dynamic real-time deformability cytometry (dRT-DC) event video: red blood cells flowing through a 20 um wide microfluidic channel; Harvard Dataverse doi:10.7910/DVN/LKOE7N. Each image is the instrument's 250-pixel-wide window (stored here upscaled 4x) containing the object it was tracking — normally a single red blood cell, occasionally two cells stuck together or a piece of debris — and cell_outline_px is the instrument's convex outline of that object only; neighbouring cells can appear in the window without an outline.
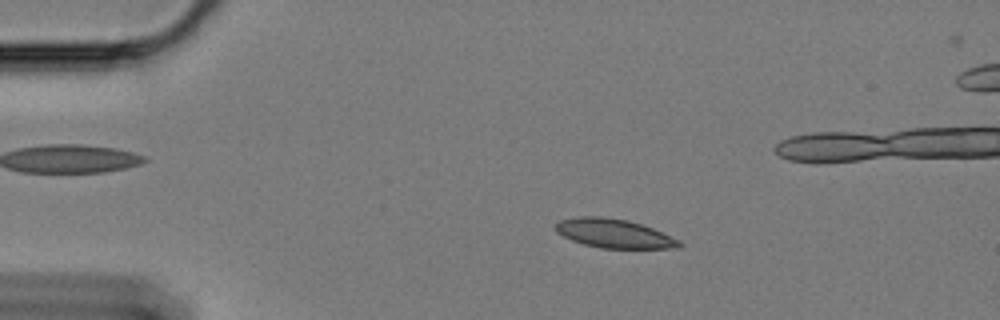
{"species": "Egyptian fruit bat (a non-hibernating species)", "species_latin": "Rousettus aegyptiacus", "temperature_condition": "cold", "stored_images_in_passage": 60, "camera_frame_rate_fps": 3000, "um_per_image_px": 0.085, "animal": {"sex": "female"}, "frame": {"image": 1, "passage_image": 11, "time_ms": 3.333, "image_size_px": [1000, 320], "cell_outline_px": [[684, 244], [680, 248], [600, 248], [584, 244], [572, 240], [556, 232], [556, 224], [560, 220], [576, 216], [604, 216], [628, 220], [652, 228], [680, 240]], "centroid_in_image_um": [52.2, 19.84], "position_along_channel_um": 32.8, "area_um2": 20.87}}
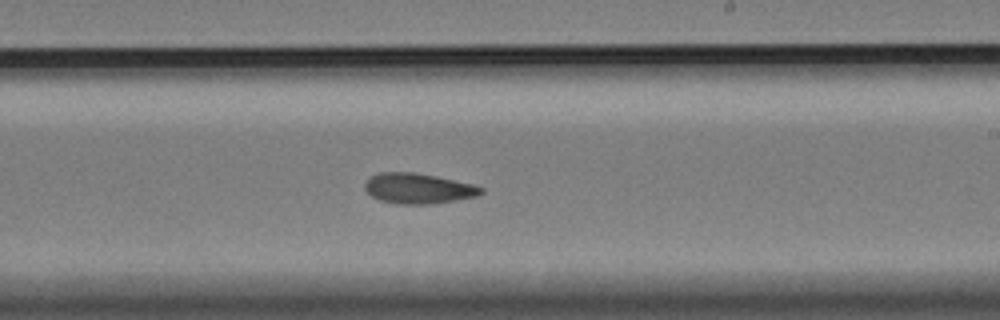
{"frame": {"image": 2, "passage_image": 35, "time_ms": 11.333, "image_size_px": [1000, 320], "cell_outline_px": [[484, 192], [476, 196], [456, 200], [428, 204], [396, 204], [380, 200], [372, 196], [364, 188], [364, 184], [372, 176], [380, 172], [412, 172], [436, 176], [472, 184], [484, 188]], "centroid_in_image_um": [35.55, 16.02], "position_along_channel_um": 253.5, "area_um2": 20.4}}
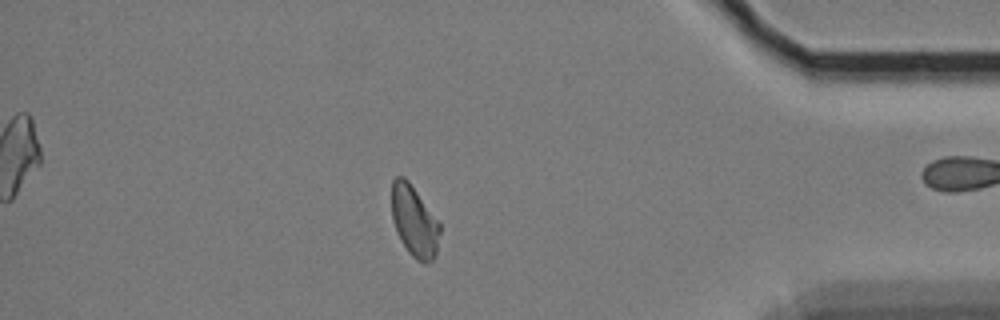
{"frame": {"image": 3, "passage_image": 51, "time_ms": 16.667, "image_size_px": [1000, 320], "cell_outline_px": [[440, 232], [436, 252], [432, 260], [416, 260], [408, 252], [400, 240], [396, 232], [392, 220], [392, 180], [396, 176], [404, 176], [408, 180], [440, 224]], "centroid_in_image_um": [35.18, 18.78], "position_along_channel_um": 400.0, "area_um2": 19.65}}